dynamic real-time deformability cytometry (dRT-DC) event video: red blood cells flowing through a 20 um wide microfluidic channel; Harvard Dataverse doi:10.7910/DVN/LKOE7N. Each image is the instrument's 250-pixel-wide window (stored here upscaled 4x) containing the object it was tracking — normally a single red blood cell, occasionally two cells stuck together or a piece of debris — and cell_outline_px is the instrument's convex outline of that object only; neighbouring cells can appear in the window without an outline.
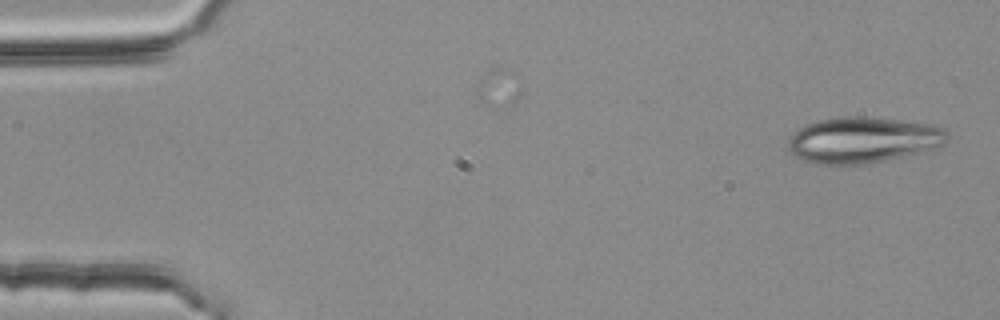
{"species": "common noctule bat (a hibernating species)", "species_latin": "Nyctalus noctula", "temperature_condition": "room temperature", "stored_images_in_passage": 47, "camera_frame_rate_fps": 3000, "um_per_image_px": 0.085, "animal": {"sex": "female", "body_mass_g": 25.1}, "frame": {"image": 1, "passage_image": 1, "time_ms": 0.0, "image_size_px": [1000, 320], "cell_outline_px": [[952, 136], [944, 144], [932, 148], [884, 160], [864, 164], [820, 164], [804, 160], [796, 156], [788, 148], [788, 136], [796, 128], [804, 124], [816, 120], [844, 116], [856, 116], [896, 120], [932, 124], [944, 128]], "centroid_in_image_um": [73.31, 11.87], "position_along_channel_um": 11.7, "area_um2": 42.54}}
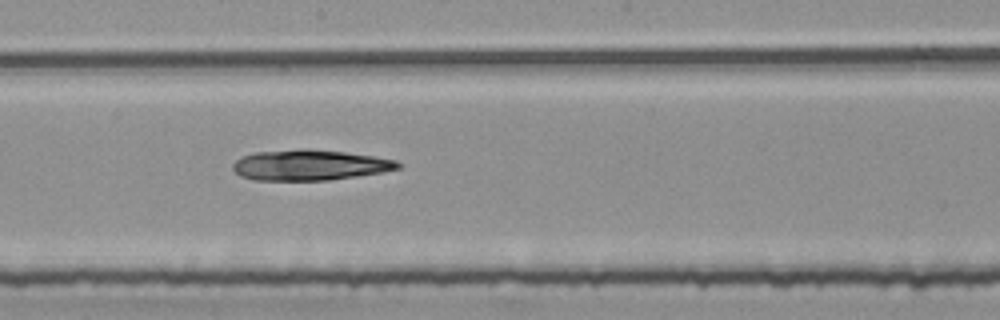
{"frame": {"image": 2, "passage_image": 28, "time_ms": 9.0, "image_size_px": [1000, 320], "cell_outline_px": [[400, 168], [380, 172], [356, 176], [328, 180], [252, 180], [240, 176], [232, 168], [232, 164], [240, 156], [256, 152], [300, 148], [304, 148], [344, 152], [372, 156], [396, 160], [400, 164]], "centroid_in_image_um": [26.26, 14.02], "position_along_channel_um": 221.9, "area_um2": 29.36}}
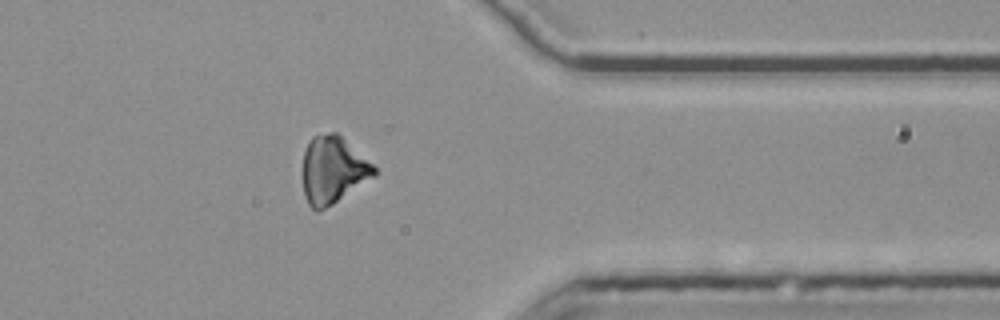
{"frame": {"image": 3, "passage_image": 42, "time_ms": 13.667, "image_size_px": [1000, 320], "cell_outline_px": [[376, 176], [332, 204], [316, 212], [308, 204], [304, 196], [304, 152], [312, 136], [328, 132], [336, 132], [372, 164], [376, 168]], "centroid_in_image_um": [28.3, 14.45], "position_along_channel_um": 383.1, "area_um2": 27.51}, "authors_computed_cell_mechanics": {"area_um2": 29.7092, "velocity_mm_per_s": 3.7484, "shape_relaxation_time_tau1_ms": 6.2964, "shape_relaxation_time_tau2_ms": null, "deformation_change_tau1": 0.2219, "deformation_change_tau2": null}}